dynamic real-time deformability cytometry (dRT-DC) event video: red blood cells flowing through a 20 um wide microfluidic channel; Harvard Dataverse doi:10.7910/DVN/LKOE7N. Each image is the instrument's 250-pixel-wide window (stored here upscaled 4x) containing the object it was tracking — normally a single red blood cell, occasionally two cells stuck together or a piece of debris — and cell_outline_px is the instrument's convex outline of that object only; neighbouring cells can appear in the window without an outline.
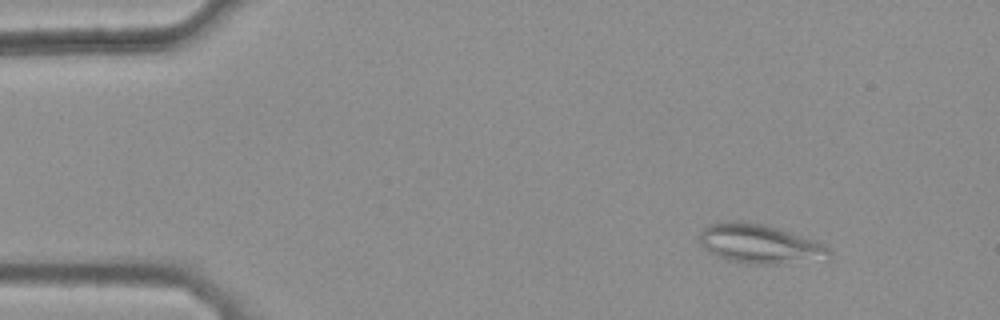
{"species": "common noctule bat (a hibernating species)", "species_latin": "Nyctalus noctula", "temperature_condition": "warm", "stored_images_in_passage": 40, "camera_frame_rate_fps": 3000, "um_per_image_px": 0.085, "animal": {"sex": "female", "body_mass_g": 25.1}, "frame": {"image": 1, "passage_image": 2, "time_ms": 0.333, "image_size_px": [1000, 320], "cell_outline_px": [[828, 252], [780, 264], [748, 264], [724, 260], [716, 256], [704, 248], [700, 244], [700, 232], [708, 224], [732, 220], [744, 220], [764, 224], [780, 228], [824, 244], [828, 248]], "centroid_in_image_um": [64.34, 20.67], "position_along_channel_um": 20.7, "area_um2": 28.73}}
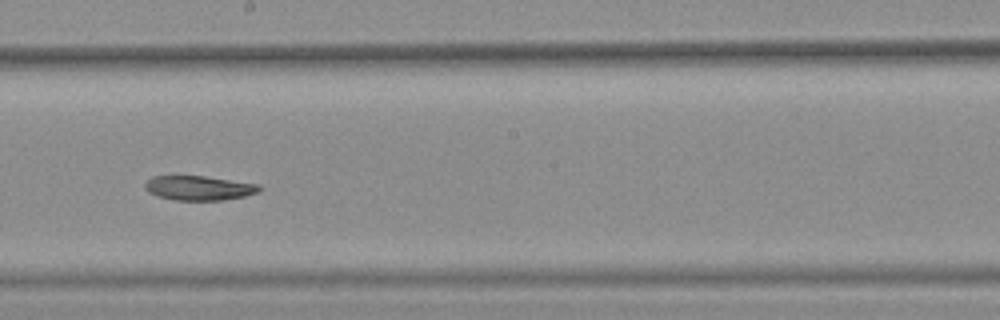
{"frame": {"image": 2, "passage_image": 25, "time_ms": 8.0, "image_size_px": [1000, 320], "cell_outline_px": [[260, 192], [244, 196], [220, 200], [176, 200], [156, 196], [148, 192], [144, 188], [144, 184], [152, 176], [204, 176], [260, 184]], "centroid_in_image_um": [16.89, 15.98], "position_along_channel_um": 231.3, "area_um2": 16.3}}
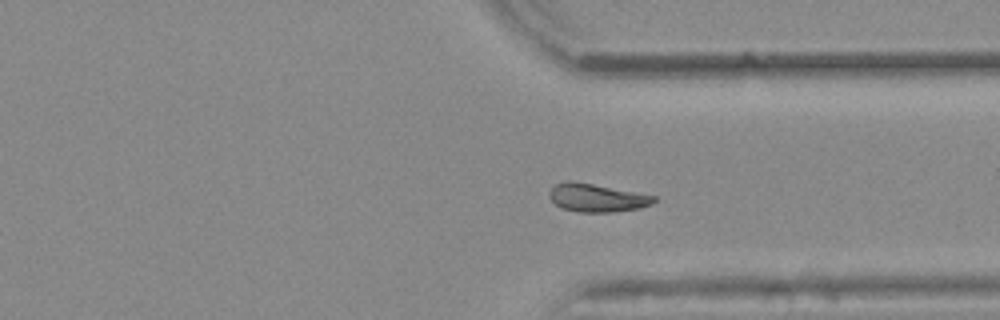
{"frame": {"image": 3, "passage_image": 35, "time_ms": 11.333, "image_size_px": [1000, 320], "cell_outline_px": [[656, 200], [652, 204], [640, 208], [612, 212], [576, 212], [560, 208], [548, 196], [548, 192], [556, 184], [568, 180], [572, 180], [656, 196]], "centroid_in_image_um": [50.7, 16.82], "position_along_channel_um": 360.7, "area_um2": 17.17}}